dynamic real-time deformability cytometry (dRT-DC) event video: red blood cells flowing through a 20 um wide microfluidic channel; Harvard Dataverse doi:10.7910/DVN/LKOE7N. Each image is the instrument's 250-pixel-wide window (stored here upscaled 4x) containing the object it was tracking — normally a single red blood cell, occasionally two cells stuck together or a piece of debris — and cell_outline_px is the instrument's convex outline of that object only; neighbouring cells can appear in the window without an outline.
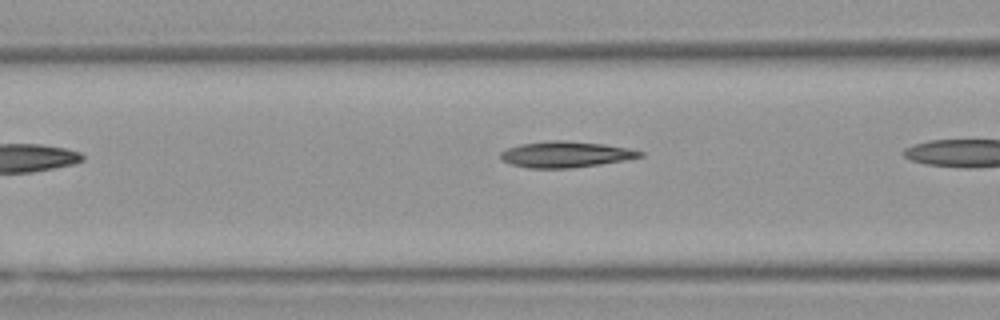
{"species": "Egyptian fruit bat (a non-hibernating species)", "species_latin": "Rousettus aegyptiacus", "temperature_condition": "warm", "stored_images_in_passage": 10, "camera_frame_rate_fps": 3000, "um_per_image_px": 0.085, "animal": {"sex": "female"}, "frame": {"image": 1, "passage_image": 5, "time_ms": 1.333, "image_size_px": [1000, 320], "cell_outline_px": [[644, 156], [628, 160], [572, 168], [528, 168], [512, 164], [504, 160], [500, 156], [500, 152], [508, 148], [520, 144], [552, 140], [564, 140], [604, 144], [628, 148], [644, 152]], "centroid_in_image_um": [48.12, 13.12], "position_along_channel_um": 118.5, "area_um2": 21.15}}